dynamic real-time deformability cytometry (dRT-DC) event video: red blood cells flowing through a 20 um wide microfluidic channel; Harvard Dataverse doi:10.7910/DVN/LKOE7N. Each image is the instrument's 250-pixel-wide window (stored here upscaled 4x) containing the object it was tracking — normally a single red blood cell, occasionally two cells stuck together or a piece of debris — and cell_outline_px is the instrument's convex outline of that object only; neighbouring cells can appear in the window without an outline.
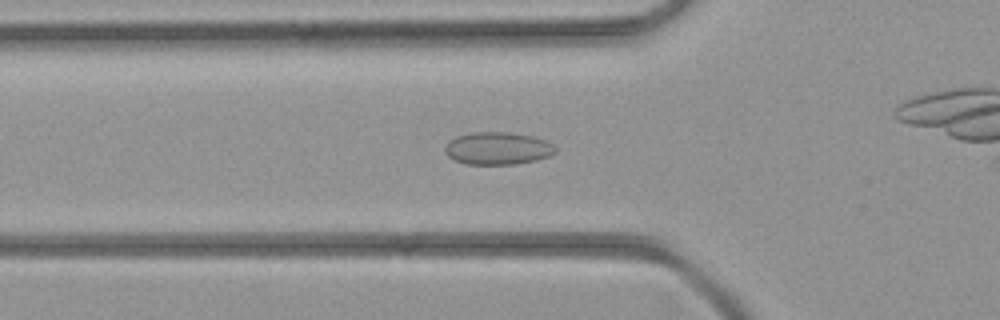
{"species": "common noctule bat (a hibernating species)", "species_latin": "Nyctalus noctula", "temperature_condition": "room temperature", "stored_images_in_passage": 28, "camera_frame_rate_fps": 3000, "um_per_image_px": 0.085, "animal": {"sex": "female", "body_mass_g": 21.9}, "frame": {"image": 1, "passage_image": 5, "time_ms": 1.333, "image_size_px": [1000, 320], "cell_outline_px": [[556, 152], [548, 156], [536, 160], [516, 164], [464, 164], [448, 156], [444, 152], [444, 148], [448, 140], [456, 136], [472, 132], [504, 132], [532, 136], [544, 140], [552, 144], [556, 148]], "centroid_in_image_um": [42.26, 12.61], "position_along_channel_um": 83.5, "area_um2": 20.92}}
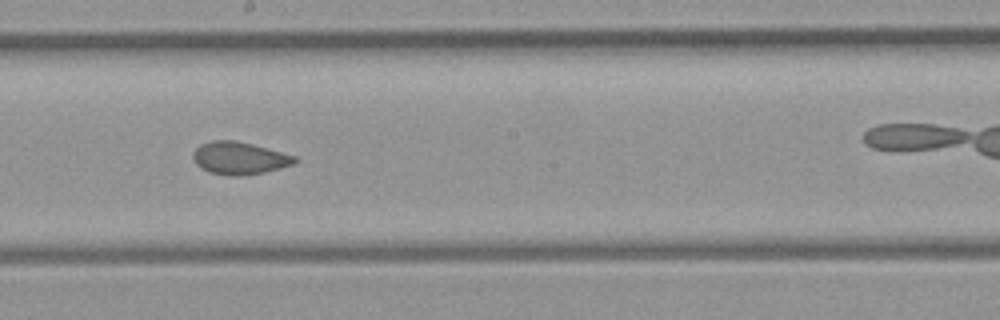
{"frame": {"image": 2, "passage_image": 14, "time_ms": 4.333, "image_size_px": [1000, 320], "cell_outline_px": [[296, 160], [292, 164], [280, 168], [264, 172], [236, 176], [232, 176], [208, 172], [200, 168], [196, 164], [192, 156], [192, 152], [200, 144], [212, 140], [236, 140], [252, 144], [296, 156]], "centroid_in_image_um": [20.29, 13.43], "position_along_channel_um": 227.9, "area_um2": 19.19}}
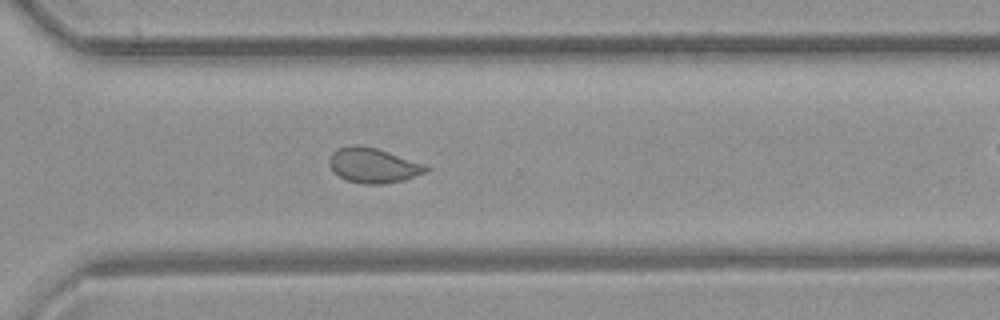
{"frame": {"image": 3, "passage_image": 21, "time_ms": 6.667, "image_size_px": [1000, 320], "cell_outline_px": [[432, 168], [428, 172], [404, 180], [384, 184], [364, 184], [348, 180], [340, 176], [328, 164], [328, 160], [332, 152], [340, 148], [356, 144], [360, 144], [376, 148], [428, 164]], "centroid_in_image_um": [31.8, 14.05], "position_along_channel_um": 338.8, "area_um2": 19.88}}